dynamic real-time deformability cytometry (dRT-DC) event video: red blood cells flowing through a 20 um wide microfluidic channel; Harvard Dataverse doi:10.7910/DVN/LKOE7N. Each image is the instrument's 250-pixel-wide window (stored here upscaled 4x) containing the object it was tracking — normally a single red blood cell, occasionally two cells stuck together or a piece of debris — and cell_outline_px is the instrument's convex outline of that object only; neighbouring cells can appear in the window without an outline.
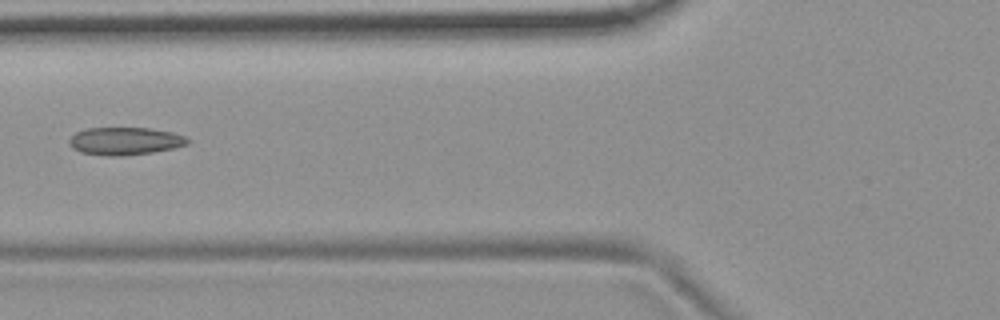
{"species": "common noctule bat (a hibernating species)", "species_latin": "Nyctalus noctula", "temperature_condition": "room temperature", "stored_images_in_passage": 3, "camera_frame_rate_fps": 3000, "um_per_image_px": 0.085, "animal": {"sex": "female", "body_mass_g": 19.9}, "frame": {"image": 1, "passage_image": 3, "time_ms": 0.667, "image_size_px": [1000, 320], "cell_outline_px": [[188, 144], [172, 148], [152, 152], [124, 156], [108, 156], [80, 152], [72, 148], [68, 144], [68, 140], [76, 132], [88, 128], [148, 128], [172, 132], [184, 136], [188, 140]], "centroid_in_image_um": [10.58, 11.99], "position_along_channel_um": 115.2, "area_um2": 19.02}}